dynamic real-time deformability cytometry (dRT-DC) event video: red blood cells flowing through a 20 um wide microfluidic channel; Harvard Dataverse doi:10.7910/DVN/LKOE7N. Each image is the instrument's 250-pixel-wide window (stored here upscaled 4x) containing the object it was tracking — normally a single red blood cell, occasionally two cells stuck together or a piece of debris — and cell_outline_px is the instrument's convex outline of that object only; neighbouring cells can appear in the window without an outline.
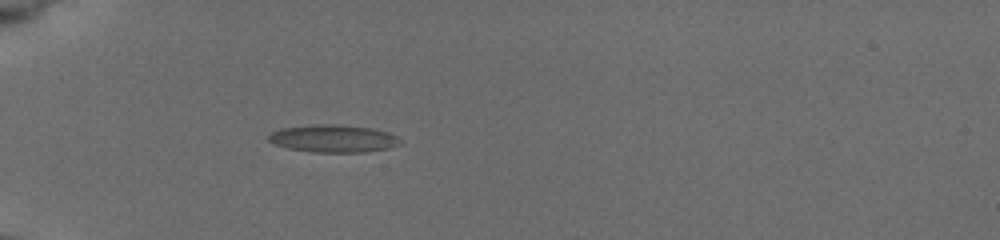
{"species": "common noctule bat (a hibernating species)", "species_latin": "Nyctalus noctula", "temperature_condition": "cold", "stored_images_in_passage": 12, "camera_frame_rate_fps": 3000, "um_per_image_px": 0.085, "animal": {"sex": "female", "body_mass_g": 19.5, "forearm_length_mm": 54.1}, "frame": {"image": 1, "passage_image": 6, "time_ms": 1.667, "image_size_px": [1000, 240], "cell_outline_px": [[400, 144], [388, 148], [364, 152], [312, 152], [288, 148], [276, 144], [268, 140], [268, 136], [272, 132], [280, 128], [316, 124], [336, 124], [372, 128], [388, 132], [396, 136], [400, 140]], "centroid_in_image_um": [28.33, 11.77], "position_along_channel_um": 56.7, "area_um2": 21.04}}
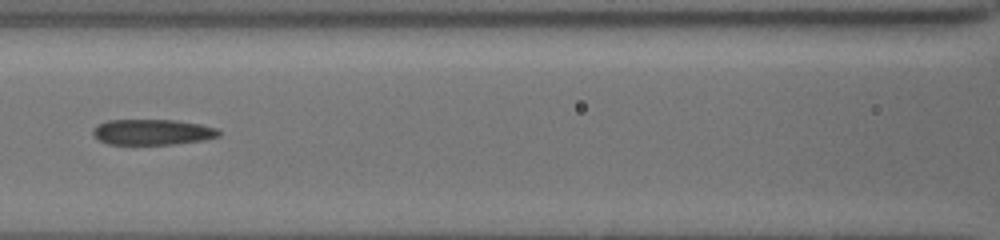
{"frame": {"image": 2, "passage_image": 10, "time_ms": 3.0, "image_size_px": [1000, 240], "cell_outline_px": [[220, 136], [204, 140], [172, 144], [108, 144], [92, 136], [92, 128], [108, 120], [172, 120], [200, 124], [216, 128], [220, 132]], "centroid_in_image_um": [12.94, 11.23], "position_along_channel_um": 153.7, "area_um2": 18.73}}
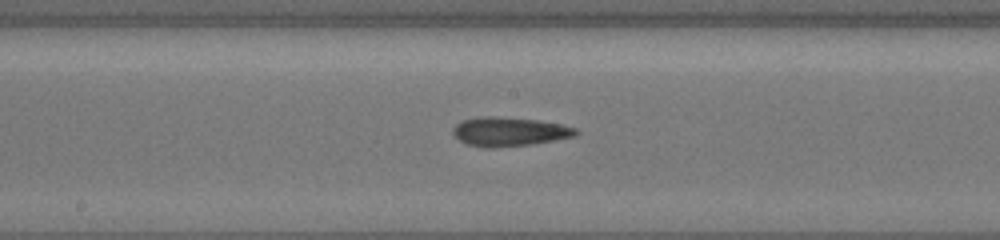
{"frame": {"image": 3, "passage_image": 12, "time_ms": 3.667, "image_size_px": [1000, 240], "cell_outline_px": [[580, 132], [576, 136], [532, 144], [496, 148], [484, 148], [468, 144], [460, 140], [452, 132], [452, 128], [456, 124], [464, 120], [484, 116], [492, 116], [536, 120], [560, 124], [576, 128]], "centroid_in_image_um": [43.3, 11.2], "position_along_channel_um": 204.9, "area_um2": 20.69}}